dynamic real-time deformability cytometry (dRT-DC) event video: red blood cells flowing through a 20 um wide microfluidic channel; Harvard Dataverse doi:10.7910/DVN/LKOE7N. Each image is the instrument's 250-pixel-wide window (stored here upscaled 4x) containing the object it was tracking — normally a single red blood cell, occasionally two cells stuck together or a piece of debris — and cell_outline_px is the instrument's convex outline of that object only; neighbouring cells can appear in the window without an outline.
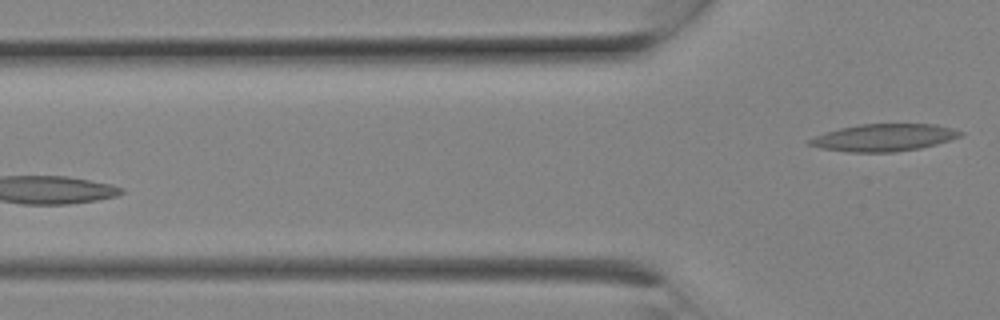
{"species": "Egyptian fruit bat (a non-hibernating species)", "species_latin": "Rousettus aegyptiacus", "temperature_condition": "room temperature", "stored_images_in_passage": 6, "camera_frame_rate_fps": 3000, "um_per_image_px": 0.085, "animal": {"sex": "female"}, "frame": {"image": 1, "passage_image": 6, "time_ms": 1.667, "image_size_px": [1000, 320], "cell_outline_px": [[964, 132], [960, 136], [936, 144], [920, 148], [896, 152], [848, 152], [820, 148], [808, 144], [808, 140], [816, 136], [840, 128], [860, 124], [936, 124], [952, 128]], "centroid_in_image_um": [75.14, 11.69], "position_along_channel_um": 50.7, "area_um2": 23.76}}